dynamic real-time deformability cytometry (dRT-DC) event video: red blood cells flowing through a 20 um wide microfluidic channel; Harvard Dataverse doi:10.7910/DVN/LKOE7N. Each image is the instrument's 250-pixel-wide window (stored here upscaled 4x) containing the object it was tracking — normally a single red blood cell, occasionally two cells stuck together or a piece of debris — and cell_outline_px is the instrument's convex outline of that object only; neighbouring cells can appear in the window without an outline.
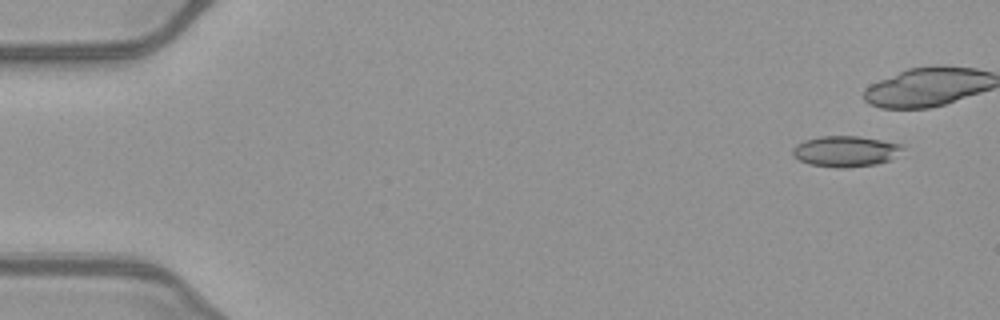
{"species": "common noctule bat (a hibernating species)", "species_latin": "Nyctalus noctula", "temperature_condition": "warm", "stored_images_in_passage": 37, "camera_frame_rate_fps": 3000, "um_per_image_px": 0.085, "animal": {"sex": "female", "body_mass_g": 21.9}, "frame": {"image": 1, "passage_image": 1, "time_ms": 0.0, "image_size_px": [1000, 320], "cell_outline_px": [[904, 148], [888, 160], [876, 164], [848, 168], [836, 168], [808, 164], [792, 156], [792, 148], [796, 144], [804, 140], [820, 136], [856, 136], [904, 144]], "centroid_in_image_um": [71.82, 12.86], "position_along_channel_um": 13.2, "area_um2": 19.77}}
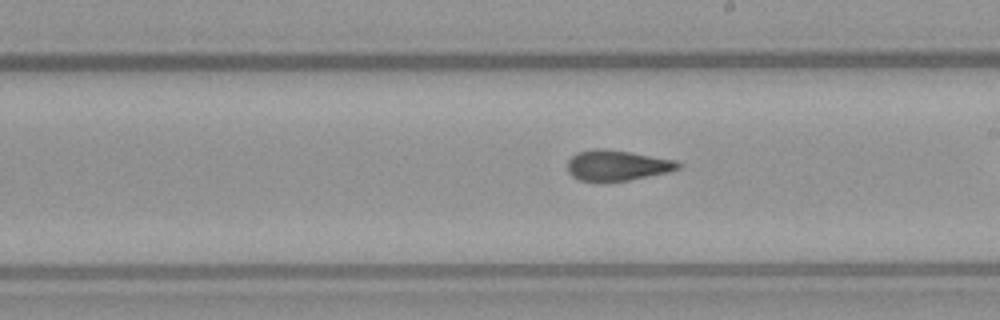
{"frame": {"image": 2, "passage_image": 27, "time_ms": 8.667, "image_size_px": [1000, 320], "cell_outline_px": [[680, 168], [668, 172], [608, 184], [580, 180], [572, 176], [568, 172], [568, 160], [576, 152], [592, 148], [604, 148], [676, 160], [680, 164]], "centroid_in_image_um": [52.4, 14.08], "position_along_channel_um": 236.6, "area_um2": 20.06}}